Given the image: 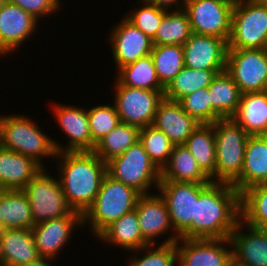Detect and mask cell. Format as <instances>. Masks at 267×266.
Returning a JSON list of instances; mask_svg holds the SVG:
<instances>
[{
	"mask_svg": "<svg viewBox=\"0 0 267 266\" xmlns=\"http://www.w3.org/2000/svg\"><path fill=\"white\" fill-rule=\"evenodd\" d=\"M240 220L238 190L232 184L211 182L199 192L195 219L180 234V238H230Z\"/></svg>",
	"mask_w": 267,
	"mask_h": 266,
	"instance_id": "1",
	"label": "cell"
},
{
	"mask_svg": "<svg viewBox=\"0 0 267 266\" xmlns=\"http://www.w3.org/2000/svg\"><path fill=\"white\" fill-rule=\"evenodd\" d=\"M55 159H58L57 174L66 201L83 215L99 192L106 163L93 151L57 152Z\"/></svg>",
	"mask_w": 267,
	"mask_h": 266,
	"instance_id": "2",
	"label": "cell"
},
{
	"mask_svg": "<svg viewBox=\"0 0 267 266\" xmlns=\"http://www.w3.org/2000/svg\"><path fill=\"white\" fill-rule=\"evenodd\" d=\"M141 195L135 188L106 174L93 204L82 215L83 227L88 224L87 227L97 237L111 223L135 210Z\"/></svg>",
	"mask_w": 267,
	"mask_h": 266,
	"instance_id": "3",
	"label": "cell"
},
{
	"mask_svg": "<svg viewBox=\"0 0 267 266\" xmlns=\"http://www.w3.org/2000/svg\"><path fill=\"white\" fill-rule=\"evenodd\" d=\"M36 123L21 114L0 116V145L32 158L45 168L43 159L55 158L57 151L52 137L47 136Z\"/></svg>",
	"mask_w": 267,
	"mask_h": 266,
	"instance_id": "4",
	"label": "cell"
},
{
	"mask_svg": "<svg viewBox=\"0 0 267 266\" xmlns=\"http://www.w3.org/2000/svg\"><path fill=\"white\" fill-rule=\"evenodd\" d=\"M216 169L211 182L233 184L244 165L245 147L250 135L231 118L213 123Z\"/></svg>",
	"mask_w": 267,
	"mask_h": 266,
	"instance_id": "5",
	"label": "cell"
},
{
	"mask_svg": "<svg viewBox=\"0 0 267 266\" xmlns=\"http://www.w3.org/2000/svg\"><path fill=\"white\" fill-rule=\"evenodd\" d=\"M106 174L135 188L141 194H149L152 185L157 188L161 180V170L151 160L140 141L108 161Z\"/></svg>",
	"mask_w": 267,
	"mask_h": 266,
	"instance_id": "6",
	"label": "cell"
},
{
	"mask_svg": "<svg viewBox=\"0 0 267 266\" xmlns=\"http://www.w3.org/2000/svg\"><path fill=\"white\" fill-rule=\"evenodd\" d=\"M228 49H267V4L236 0Z\"/></svg>",
	"mask_w": 267,
	"mask_h": 266,
	"instance_id": "7",
	"label": "cell"
},
{
	"mask_svg": "<svg viewBox=\"0 0 267 266\" xmlns=\"http://www.w3.org/2000/svg\"><path fill=\"white\" fill-rule=\"evenodd\" d=\"M46 168L25 186L35 224L69 215L73 209L68 205L59 179L47 173Z\"/></svg>",
	"mask_w": 267,
	"mask_h": 266,
	"instance_id": "8",
	"label": "cell"
},
{
	"mask_svg": "<svg viewBox=\"0 0 267 266\" xmlns=\"http://www.w3.org/2000/svg\"><path fill=\"white\" fill-rule=\"evenodd\" d=\"M234 4V0H185L183 10L194 34L219 37L228 43Z\"/></svg>",
	"mask_w": 267,
	"mask_h": 266,
	"instance_id": "9",
	"label": "cell"
},
{
	"mask_svg": "<svg viewBox=\"0 0 267 266\" xmlns=\"http://www.w3.org/2000/svg\"><path fill=\"white\" fill-rule=\"evenodd\" d=\"M115 101L113 102L120 122L139 128L151 126L159 102L165 90L132 88L114 81Z\"/></svg>",
	"mask_w": 267,
	"mask_h": 266,
	"instance_id": "10",
	"label": "cell"
},
{
	"mask_svg": "<svg viewBox=\"0 0 267 266\" xmlns=\"http://www.w3.org/2000/svg\"><path fill=\"white\" fill-rule=\"evenodd\" d=\"M226 72L242 94L267 90V49H228Z\"/></svg>",
	"mask_w": 267,
	"mask_h": 266,
	"instance_id": "11",
	"label": "cell"
},
{
	"mask_svg": "<svg viewBox=\"0 0 267 266\" xmlns=\"http://www.w3.org/2000/svg\"><path fill=\"white\" fill-rule=\"evenodd\" d=\"M207 184L160 180L157 190L166 203L174 230L179 235L195 219L199 192Z\"/></svg>",
	"mask_w": 267,
	"mask_h": 266,
	"instance_id": "12",
	"label": "cell"
},
{
	"mask_svg": "<svg viewBox=\"0 0 267 266\" xmlns=\"http://www.w3.org/2000/svg\"><path fill=\"white\" fill-rule=\"evenodd\" d=\"M176 249L178 266H230L233 261L230 238H180Z\"/></svg>",
	"mask_w": 267,
	"mask_h": 266,
	"instance_id": "13",
	"label": "cell"
},
{
	"mask_svg": "<svg viewBox=\"0 0 267 266\" xmlns=\"http://www.w3.org/2000/svg\"><path fill=\"white\" fill-rule=\"evenodd\" d=\"M142 237L150 244H155L160 235L169 236L161 244L176 243L180 235L174 230L166 203L160 194H142L136 204Z\"/></svg>",
	"mask_w": 267,
	"mask_h": 266,
	"instance_id": "14",
	"label": "cell"
},
{
	"mask_svg": "<svg viewBox=\"0 0 267 266\" xmlns=\"http://www.w3.org/2000/svg\"><path fill=\"white\" fill-rule=\"evenodd\" d=\"M55 122L59 124L62 132L68 137L67 145L62 146L53 139L56 151L78 152L94 151L95 144L92 141L88 110L79 106L56 104L52 107Z\"/></svg>",
	"mask_w": 267,
	"mask_h": 266,
	"instance_id": "15",
	"label": "cell"
},
{
	"mask_svg": "<svg viewBox=\"0 0 267 266\" xmlns=\"http://www.w3.org/2000/svg\"><path fill=\"white\" fill-rule=\"evenodd\" d=\"M83 226L82 214L73 210L69 215L35 224L31 231L40 257L56 259L69 242L75 227Z\"/></svg>",
	"mask_w": 267,
	"mask_h": 266,
	"instance_id": "16",
	"label": "cell"
},
{
	"mask_svg": "<svg viewBox=\"0 0 267 266\" xmlns=\"http://www.w3.org/2000/svg\"><path fill=\"white\" fill-rule=\"evenodd\" d=\"M110 32L109 41L116 70L150 55L153 47L152 39L125 17Z\"/></svg>",
	"mask_w": 267,
	"mask_h": 266,
	"instance_id": "17",
	"label": "cell"
},
{
	"mask_svg": "<svg viewBox=\"0 0 267 266\" xmlns=\"http://www.w3.org/2000/svg\"><path fill=\"white\" fill-rule=\"evenodd\" d=\"M38 22L21 7L5 1L0 9V56L20 49L23 42L38 30Z\"/></svg>",
	"mask_w": 267,
	"mask_h": 266,
	"instance_id": "18",
	"label": "cell"
},
{
	"mask_svg": "<svg viewBox=\"0 0 267 266\" xmlns=\"http://www.w3.org/2000/svg\"><path fill=\"white\" fill-rule=\"evenodd\" d=\"M184 66L197 70H226L228 43L219 37L192 34L184 43Z\"/></svg>",
	"mask_w": 267,
	"mask_h": 266,
	"instance_id": "19",
	"label": "cell"
},
{
	"mask_svg": "<svg viewBox=\"0 0 267 266\" xmlns=\"http://www.w3.org/2000/svg\"><path fill=\"white\" fill-rule=\"evenodd\" d=\"M247 228L248 232L241 231ZM233 262L239 266H267V236L261 229L237 223L230 235Z\"/></svg>",
	"mask_w": 267,
	"mask_h": 266,
	"instance_id": "20",
	"label": "cell"
},
{
	"mask_svg": "<svg viewBox=\"0 0 267 266\" xmlns=\"http://www.w3.org/2000/svg\"><path fill=\"white\" fill-rule=\"evenodd\" d=\"M199 124L183 110L179 101L164 97L158 104L152 126L163 131L174 145H181Z\"/></svg>",
	"mask_w": 267,
	"mask_h": 266,
	"instance_id": "21",
	"label": "cell"
},
{
	"mask_svg": "<svg viewBox=\"0 0 267 266\" xmlns=\"http://www.w3.org/2000/svg\"><path fill=\"white\" fill-rule=\"evenodd\" d=\"M41 169L32 158L0 145V190H23Z\"/></svg>",
	"mask_w": 267,
	"mask_h": 266,
	"instance_id": "22",
	"label": "cell"
},
{
	"mask_svg": "<svg viewBox=\"0 0 267 266\" xmlns=\"http://www.w3.org/2000/svg\"><path fill=\"white\" fill-rule=\"evenodd\" d=\"M258 184H267V138L264 135L248 138L242 172L232 185L241 194Z\"/></svg>",
	"mask_w": 267,
	"mask_h": 266,
	"instance_id": "23",
	"label": "cell"
},
{
	"mask_svg": "<svg viewBox=\"0 0 267 266\" xmlns=\"http://www.w3.org/2000/svg\"><path fill=\"white\" fill-rule=\"evenodd\" d=\"M40 258L31 229L0 232V266H18Z\"/></svg>",
	"mask_w": 267,
	"mask_h": 266,
	"instance_id": "24",
	"label": "cell"
},
{
	"mask_svg": "<svg viewBox=\"0 0 267 266\" xmlns=\"http://www.w3.org/2000/svg\"><path fill=\"white\" fill-rule=\"evenodd\" d=\"M231 119L250 136L267 134V90L243 93Z\"/></svg>",
	"mask_w": 267,
	"mask_h": 266,
	"instance_id": "25",
	"label": "cell"
},
{
	"mask_svg": "<svg viewBox=\"0 0 267 266\" xmlns=\"http://www.w3.org/2000/svg\"><path fill=\"white\" fill-rule=\"evenodd\" d=\"M96 238L129 252L150 245L142 237L136 210L111 223Z\"/></svg>",
	"mask_w": 267,
	"mask_h": 266,
	"instance_id": "26",
	"label": "cell"
},
{
	"mask_svg": "<svg viewBox=\"0 0 267 266\" xmlns=\"http://www.w3.org/2000/svg\"><path fill=\"white\" fill-rule=\"evenodd\" d=\"M161 180L211 183V179L201 170L184 144L174 145L169 161L161 170Z\"/></svg>",
	"mask_w": 267,
	"mask_h": 266,
	"instance_id": "27",
	"label": "cell"
},
{
	"mask_svg": "<svg viewBox=\"0 0 267 266\" xmlns=\"http://www.w3.org/2000/svg\"><path fill=\"white\" fill-rule=\"evenodd\" d=\"M0 221L3 229H32L30 202L23 190H0Z\"/></svg>",
	"mask_w": 267,
	"mask_h": 266,
	"instance_id": "28",
	"label": "cell"
},
{
	"mask_svg": "<svg viewBox=\"0 0 267 266\" xmlns=\"http://www.w3.org/2000/svg\"><path fill=\"white\" fill-rule=\"evenodd\" d=\"M198 166L211 179L215 175V133L213 124H199L184 144Z\"/></svg>",
	"mask_w": 267,
	"mask_h": 266,
	"instance_id": "29",
	"label": "cell"
},
{
	"mask_svg": "<svg viewBox=\"0 0 267 266\" xmlns=\"http://www.w3.org/2000/svg\"><path fill=\"white\" fill-rule=\"evenodd\" d=\"M212 109L222 118H231L239 106L241 91L225 71L218 73L208 86Z\"/></svg>",
	"mask_w": 267,
	"mask_h": 266,
	"instance_id": "30",
	"label": "cell"
},
{
	"mask_svg": "<svg viewBox=\"0 0 267 266\" xmlns=\"http://www.w3.org/2000/svg\"><path fill=\"white\" fill-rule=\"evenodd\" d=\"M116 73V80L124 86L146 90H165L157 77L151 55L120 67Z\"/></svg>",
	"mask_w": 267,
	"mask_h": 266,
	"instance_id": "31",
	"label": "cell"
},
{
	"mask_svg": "<svg viewBox=\"0 0 267 266\" xmlns=\"http://www.w3.org/2000/svg\"><path fill=\"white\" fill-rule=\"evenodd\" d=\"M139 131L140 128L135 125L120 122L96 144L93 152L107 163L139 141Z\"/></svg>",
	"mask_w": 267,
	"mask_h": 266,
	"instance_id": "32",
	"label": "cell"
},
{
	"mask_svg": "<svg viewBox=\"0 0 267 266\" xmlns=\"http://www.w3.org/2000/svg\"><path fill=\"white\" fill-rule=\"evenodd\" d=\"M225 70H197L184 66L165 89L164 97L180 101L183 97L201 88H207L213 78Z\"/></svg>",
	"mask_w": 267,
	"mask_h": 266,
	"instance_id": "33",
	"label": "cell"
},
{
	"mask_svg": "<svg viewBox=\"0 0 267 266\" xmlns=\"http://www.w3.org/2000/svg\"><path fill=\"white\" fill-rule=\"evenodd\" d=\"M193 34L187 13L183 9L169 10L152 39L153 45H184Z\"/></svg>",
	"mask_w": 267,
	"mask_h": 266,
	"instance_id": "34",
	"label": "cell"
},
{
	"mask_svg": "<svg viewBox=\"0 0 267 266\" xmlns=\"http://www.w3.org/2000/svg\"><path fill=\"white\" fill-rule=\"evenodd\" d=\"M241 221L257 228H267V184H258L240 194Z\"/></svg>",
	"mask_w": 267,
	"mask_h": 266,
	"instance_id": "35",
	"label": "cell"
},
{
	"mask_svg": "<svg viewBox=\"0 0 267 266\" xmlns=\"http://www.w3.org/2000/svg\"><path fill=\"white\" fill-rule=\"evenodd\" d=\"M160 84L166 89L184 67L182 45H153L150 53Z\"/></svg>",
	"mask_w": 267,
	"mask_h": 266,
	"instance_id": "36",
	"label": "cell"
},
{
	"mask_svg": "<svg viewBox=\"0 0 267 266\" xmlns=\"http://www.w3.org/2000/svg\"><path fill=\"white\" fill-rule=\"evenodd\" d=\"M139 141L143 144L144 150L151 160L162 170L169 161L174 147L168 136L151 125L140 128Z\"/></svg>",
	"mask_w": 267,
	"mask_h": 266,
	"instance_id": "37",
	"label": "cell"
},
{
	"mask_svg": "<svg viewBox=\"0 0 267 266\" xmlns=\"http://www.w3.org/2000/svg\"><path fill=\"white\" fill-rule=\"evenodd\" d=\"M131 252L137 254L128 260L127 266H178L176 243L160 244L157 247L152 244ZM138 252H143L141 258Z\"/></svg>",
	"mask_w": 267,
	"mask_h": 266,
	"instance_id": "38",
	"label": "cell"
},
{
	"mask_svg": "<svg viewBox=\"0 0 267 266\" xmlns=\"http://www.w3.org/2000/svg\"><path fill=\"white\" fill-rule=\"evenodd\" d=\"M209 89L201 88L183 97L179 102L184 111L200 124H213L222 119L213 109Z\"/></svg>",
	"mask_w": 267,
	"mask_h": 266,
	"instance_id": "39",
	"label": "cell"
},
{
	"mask_svg": "<svg viewBox=\"0 0 267 266\" xmlns=\"http://www.w3.org/2000/svg\"><path fill=\"white\" fill-rule=\"evenodd\" d=\"M141 8L138 7L125 15V18L135 27L139 28L149 38L153 39L160 26L163 17L168 10L159 8L145 0H140Z\"/></svg>",
	"mask_w": 267,
	"mask_h": 266,
	"instance_id": "40",
	"label": "cell"
},
{
	"mask_svg": "<svg viewBox=\"0 0 267 266\" xmlns=\"http://www.w3.org/2000/svg\"><path fill=\"white\" fill-rule=\"evenodd\" d=\"M88 118L92 141L95 145L120 123L115 105H104V103L89 108Z\"/></svg>",
	"mask_w": 267,
	"mask_h": 266,
	"instance_id": "41",
	"label": "cell"
},
{
	"mask_svg": "<svg viewBox=\"0 0 267 266\" xmlns=\"http://www.w3.org/2000/svg\"><path fill=\"white\" fill-rule=\"evenodd\" d=\"M11 4L21 7L38 21L41 17L57 13L61 8L60 0H6Z\"/></svg>",
	"mask_w": 267,
	"mask_h": 266,
	"instance_id": "42",
	"label": "cell"
},
{
	"mask_svg": "<svg viewBox=\"0 0 267 266\" xmlns=\"http://www.w3.org/2000/svg\"><path fill=\"white\" fill-rule=\"evenodd\" d=\"M150 4L156 5L159 8L166 9V10H179L183 9L185 0H145ZM175 6L173 8L172 6ZM170 8V9H169Z\"/></svg>",
	"mask_w": 267,
	"mask_h": 266,
	"instance_id": "43",
	"label": "cell"
},
{
	"mask_svg": "<svg viewBox=\"0 0 267 266\" xmlns=\"http://www.w3.org/2000/svg\"><path fill=\"white\" fill-rule=\"evenodd\" d=\"M53 259L40 257L37 260L27 262L18 266H54L51 262ZM51 263V264H50Z\"/></svg>",
	"mask_w": 267,
	"mask_h": 266,
	"instance_id": "44",
	"label": "cell"
},
{
	"mask_svg": "<svg viewBox=\"0 0 267 266\" xmlns=\"http://www.w3.org/2000/svg\"><path fill=\"white\" fill-rule=\"evenodd\" d=\"M6 0H0V9H1V7H2V5H3V3L5 2Z\"/></svg>",
	"mask_w": 267,
	"mask_h": 266,
	"instance_id": "45",
	"label": "cell"
},
{
	"mask_svg": "<svg viewBox=\"0 0 267 266\" xmlns=\"http://www.w3.org/2000/svg\"><path fill=\"white\" fill-rule=\"evenodd\" d=\"M264 233H265V235L267 236V228L266 229H261Z\"/></svg>",
	"mask_w": 267,
	"mask_h": 266,
	"instance_id": "46",
	"label": "cell"
},
{
	"mask_svg": "<svg viewBox=\"0 0 267 266\" xmlns=\"http://www.w3.org/2000/svg\"><path fill=\"white\" fill-rule=\"evenodd\" d=\"M230 266H239V265H237L236 263H234V262L232 261V263L230 264Z\"/></svg>",
	"mask_w": 267,
	"mask_h": 266,
	"instance_id": "47",
	"label": "cell"
},
{
	"mask_svg": "<svg viewBox=\"0 0 267 266\" xmlns=\"http://www.w3.org/2000/svg\"><path fill=\"white\" fill-rule=\"evenodd\" d=\"M3 230L2 228V224H1V221H0V232Z\"/></svg>",
	"mask_w": 267,
	"mask_h": 266,
	"instance_id": "48",
	"label": "cell"
}]
</instances>
